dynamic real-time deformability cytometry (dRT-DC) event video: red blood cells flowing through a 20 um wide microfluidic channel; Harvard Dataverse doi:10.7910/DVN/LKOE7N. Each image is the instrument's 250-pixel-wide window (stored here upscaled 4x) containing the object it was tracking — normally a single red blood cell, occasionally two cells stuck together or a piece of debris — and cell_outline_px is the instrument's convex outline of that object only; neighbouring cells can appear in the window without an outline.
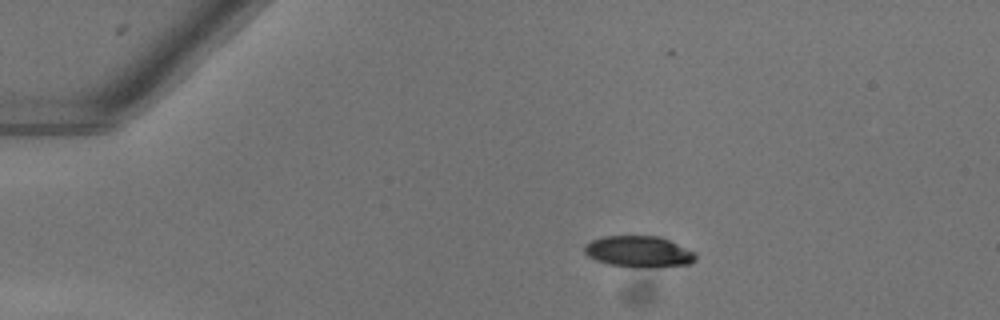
{"species": "common noctule bat (a hibernating species)", "species_latin": "Nyctalus noctula", "temperature_condition": "warm", "stored_images_in_passage": 27, "camera_frame_rate_fps": 3000, "um_per_image_px": 0.085, "animal": {"sex": "female"}, "frame": {"image": 1, "passage_image": 1, "time_ms": 0.0, "image_size_px": [1000, 320], "cell_outline_px": [[696, 260], [688, 264], [660, 268], [656, 268], [608, 264], [596, 260], [588, 256], [584, 252], [584, 244], [592, 240], [604, 236], [660, 236], [696, 252]], "centroid_in_image_um": [54.32, 21.39], "position_along_channel_um": 30.7, "area_um2": 20.35}}
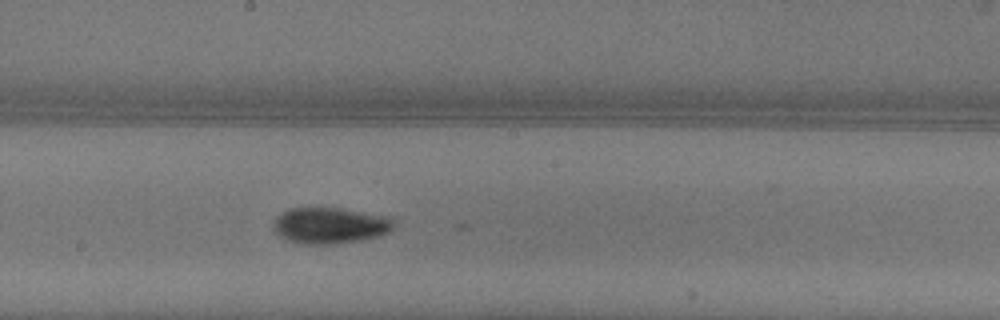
{"frame": {"image": 2, "passage_image": 20, "time_ms": 6.333, "image_size_px": [1000, 320], "cell_outline_px": [[396, 224], [388, 232], [380, 236], [364, 240], [336, 244], [304, 244], [280, 236], [276, 232], [272, 224], [276, 216], [288, 208], [340, 208], [388, 216]], "centroid_in_image_um": [28.07, 19.16], "position_along_channel_um": 220.1, "area_um2": 25.43}}
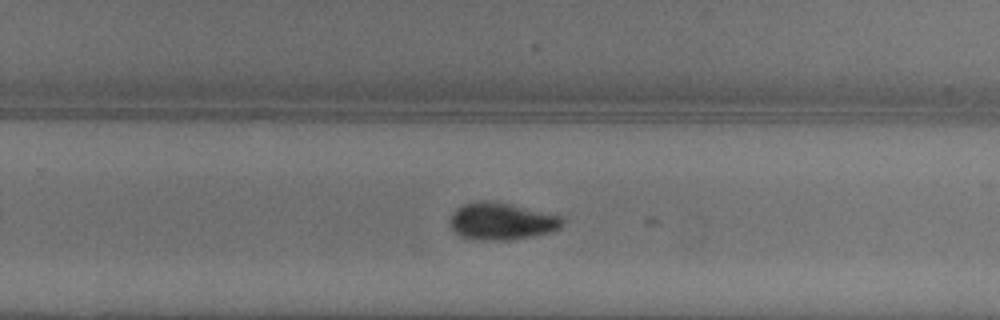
{"frame": {"image": 3, "passage_image": 25, "time_ms": 8.0, "image_size_px": [1000, 320], "cell_outline_px": [[564, 216], [560, 228], [548, 232], [532, 236], [508, 240], [480, 240], [464, 236], [456, 232], [452, 228], [452, 212], [456, 208], [464, 204], [480, 200], [492, 200]], "centroid_in_image_um": [42.66, 18.79], "position_along_channel_um": 287.1, "area_um2": 24.04}}